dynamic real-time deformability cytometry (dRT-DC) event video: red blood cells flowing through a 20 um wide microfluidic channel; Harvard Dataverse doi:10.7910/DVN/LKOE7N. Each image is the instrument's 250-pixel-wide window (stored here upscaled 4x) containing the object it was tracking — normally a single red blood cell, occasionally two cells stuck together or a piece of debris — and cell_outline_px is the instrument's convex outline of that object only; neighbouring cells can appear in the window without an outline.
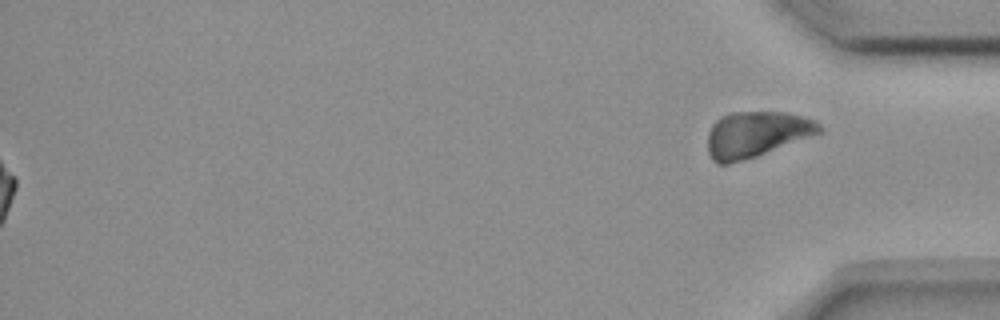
{"species": "common noctule bat (a hibernating species)", "species_latin": "Nyctalus noctula", "temperature_condition": "room temperature", "stored_images_in_passage": 56, "segment_of_instrument_passage": [2, 2], "camera_frame_rate_fps": 3000, "um_per_image_px": 0.085, "animal": {"sex": "female", "body_mass_g": 18.4}, "frame": {"image": 1, "passage_image": 56, "time_ms": 18.333, "image_size_px": [1000, 320], "cell_outline_px": [[824, 128], [820, 132], [756, 156], [728, 164], [716, 164], [712, 160], [708, 152], [708, 132], [712, 124], [720, 116], [732, 112], [788, 112], [816, 120]], "centroid_in_image_um": [64.25, 11.4], "position_along_channel_um": 370.9, "area_um2": 29.65}}